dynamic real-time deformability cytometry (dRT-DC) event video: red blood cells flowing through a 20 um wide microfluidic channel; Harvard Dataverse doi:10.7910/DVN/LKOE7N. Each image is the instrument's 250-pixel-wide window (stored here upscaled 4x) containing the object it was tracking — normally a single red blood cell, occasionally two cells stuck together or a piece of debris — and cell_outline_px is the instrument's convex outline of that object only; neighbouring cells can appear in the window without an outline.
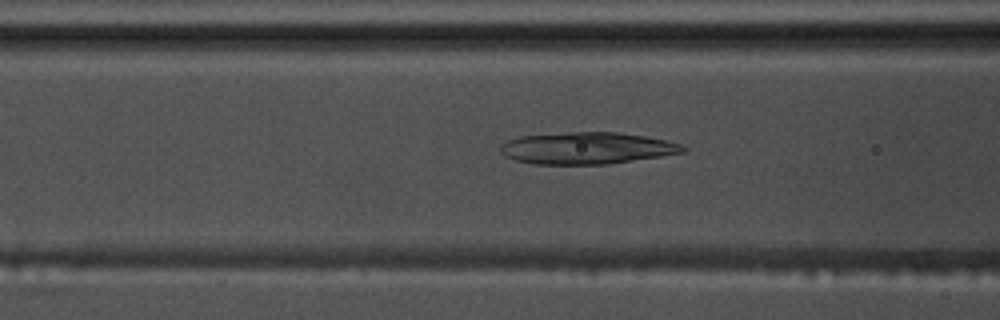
{"species": "common noctule bat (a hibernating species)", "species_latin": "Nyctalus noctula", "temperature_condition": "warm", "stored_images_in_passage": 55, "camera_frame_rate_fps": 3000, "um_per_image_px": 0.085, "animal": {"sex": "male", "body_mass_g": 17.5, "forearm_length_mm": 52.3}, "frame": {"image": 1, "passage_image": 22, "time_ms": 7.0, "image_size_px": [1000, 320], "cell_outline_px": [[688, 152], [608, 164], [536, 164], [516, 160], [500, 152], [500, 144], [508, 140], [520, 136], [568, 132], [616, 132], [644, 136], [664, 140], [680, 144], [688, 148]], "centroid_in_image_um": [49.91, 12.59], "position_along_channel_um": 116.7, "area_um2": 33.76}}
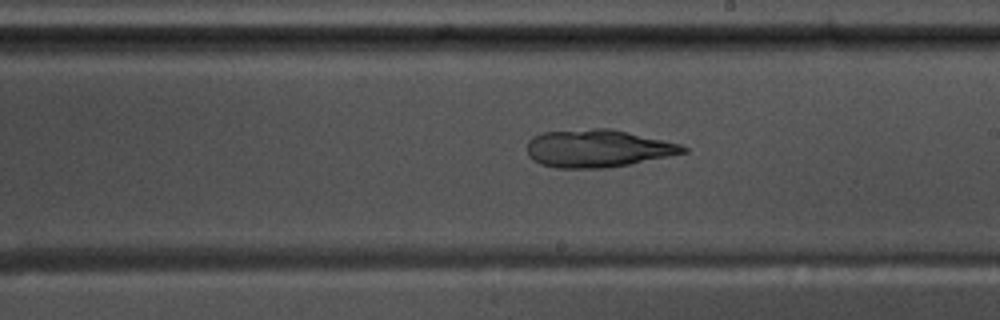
{"frame": {"image": 2, "passage_image": 32, "time_ms": 10.333, "image_size_px": [1000, 320], "cell_outline_px": [[688, 152], [628, 164], [604, 168], [556, 168], [540, 164], [532, 160], [528, 156], [528, 140], [532, 136], [544, 132], [592, 128], [612, 128], [680, 144], [688, 148]], "centroid_in_image_um": [50.77, 12.61], "position_along_channel_um": 238.2, "area_um2": 34.22}}
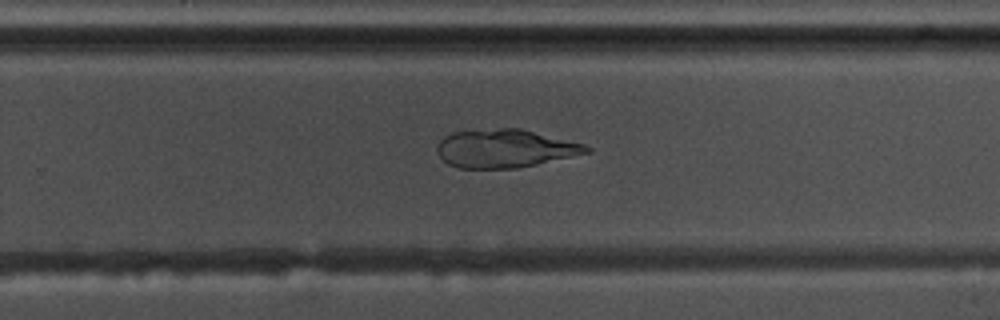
{"frame": {"image": 3, "passage_image": 36, "time_ms": 11.667, "image_size_px": [1000, 320], "cell_outline_px": [[592, 152], [536, 164], [516, 168], [456, 168], [448, 164], [436, 152], [436, 148], [440, 140], [444, 136], [452, 132], [500, 128], [520, 128], [584, 144], [592, 148]], "centroid_in_image_um": [42.91, 12.62], "position_along_channel_um": 286.9, "area_um2": 33.23}}